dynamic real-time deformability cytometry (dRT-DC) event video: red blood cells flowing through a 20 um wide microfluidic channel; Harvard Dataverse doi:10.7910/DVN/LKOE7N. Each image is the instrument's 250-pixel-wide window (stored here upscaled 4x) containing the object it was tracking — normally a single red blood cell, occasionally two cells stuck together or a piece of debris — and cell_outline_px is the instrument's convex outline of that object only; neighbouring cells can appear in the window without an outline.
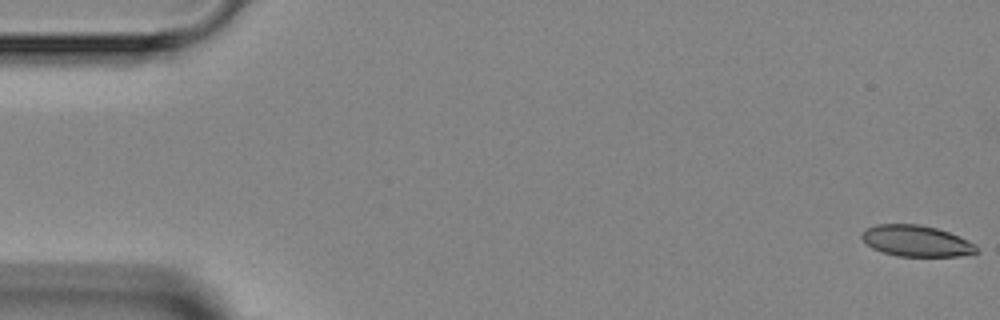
{"species": "Egyptian fruit bat (a non-hibernating species)", "species_latin": "Rousettus aegyptiacus", "temperature_condition": "room temperature", "stored_images_in_passage": 5, "camera_frame_rate_fps": 3000, "um_per_image_px": 0.085, "animal": {"sex": "female"}, "frame": {"image": 1, "passage_image": 1, "time_ms": 0.0, "image_size_px": [1000, 320], "cell_outline_px": [[980, 252], [960, 256], [900, 256], [884, 252], [872, 248], [860, 236], [864, 228], [876, 224], [920, 224], [936, 228], [948, 232], [968, 240], [976, 244]], "centroid_in_image_um": [77.9, 20.47], "position_along_channel_um": 7.1, "area_um2": 20.87}}